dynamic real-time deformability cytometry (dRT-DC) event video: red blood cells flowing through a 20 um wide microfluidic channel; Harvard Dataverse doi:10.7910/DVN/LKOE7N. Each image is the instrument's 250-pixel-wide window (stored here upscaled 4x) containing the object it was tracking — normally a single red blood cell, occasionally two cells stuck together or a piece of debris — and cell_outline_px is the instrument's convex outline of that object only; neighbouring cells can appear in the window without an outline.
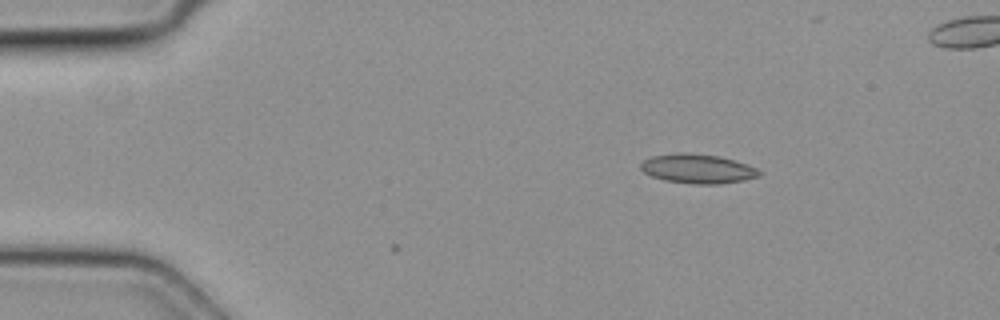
{"species": "common noctule bat (a hibernating species)", "species_latin": "Nyctalus noctula", "temperature_condition": "cold", "stored_images_in_passage": 4, "camera_frame_rate_fps": 3000, "um_per_image_px": 0.085, "animal": {"sex": "female", "body_mass_g": 19.3, "forearm_length_mm": 54.1}, "frame": {"image": 1, "passage_image": 1, "time_ms": 0.0, "image_size_px": [1000, 320], "cell_outline_px": [[760, 176], [744, 180], [720, 184], [696, 184], [664, 180], [652, 176], [644, 172], [640, 168], [640, 164], [644, 160], [652, 156], [676, 152], [688, 152], [720, 156], [756, 168], [760, 172]], "centroid_in_image_um": [59.27, 14.33], "position_along_channel_um": 25.7, "area_um2": 20.17}}